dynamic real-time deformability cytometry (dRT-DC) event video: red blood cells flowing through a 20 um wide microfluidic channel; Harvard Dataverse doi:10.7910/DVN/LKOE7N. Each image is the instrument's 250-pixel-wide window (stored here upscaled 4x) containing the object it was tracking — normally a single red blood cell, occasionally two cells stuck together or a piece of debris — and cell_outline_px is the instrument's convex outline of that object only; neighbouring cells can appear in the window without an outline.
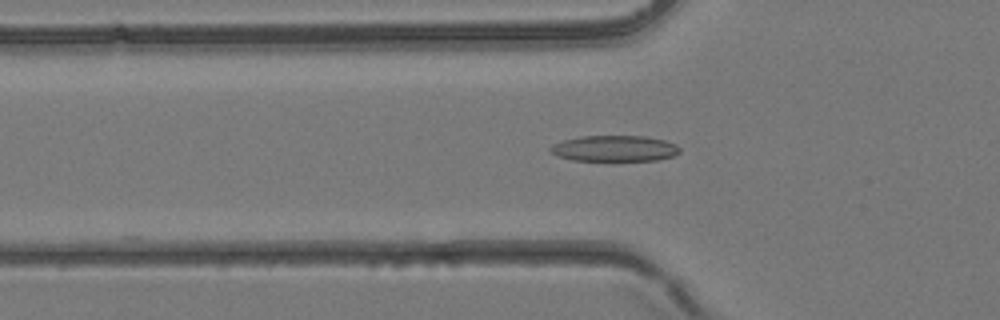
{"species": "common noctule bat (a hibernating species)", "species_latin": "Nyctalus noctula", "temperature_condition": "room temperature", "stored_images_in_passage": 24, "camera_frame_rate_fps": 3000, "um_per_image_px": 0.085, "animal": {"sex": "female", "body_mass_g": 24.6, "forearm_length_mm": 56.2}, "frame": {"image": 1, "passage_image": 6, "time_ms": 1.667, "image_size_px": [1000, 320], "cell_outline_px": [[680, 152], [676, 156], [656, 160], [612, 164], [572, 160], [556, 156], [548, 152], [548, 148], [552, 144], [564, 140], [580, 136], [644, 136], [664, 140], [676, 144], [680, 148]], "centroid_in_image_um": [52.21, 12.68], "position_along_channel_um": 73.6, "area_um2": 20.92}}
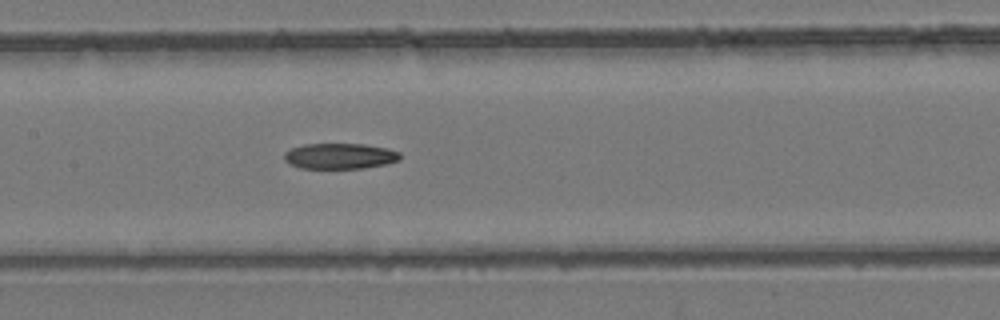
{"frame": {"image": 2, "passage_image": 12, "time_ms": 3.667, "image_size_px": [1000, 320], "cell_outline_px": [[400, 160], [388, 164], [364, 168], [300, 168], [284, 160], [284, 152], [292, 148], [304, 144], [364, 144], [388, 148], [400, 152]], "centroid_in_image_um": [28.92, 13.26], "position_along_channel_um": 178.5, "area_um2": 17.4}}
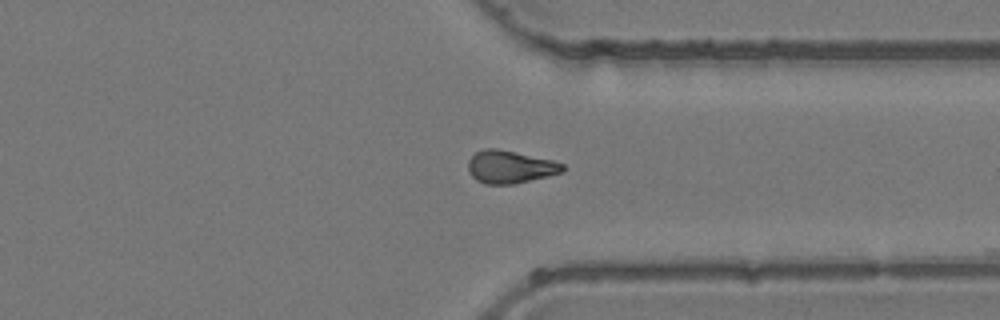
{"frame": {"image": 3, "passage_image": 23, "time_ms": 7.333, "image_size_px": [1000, 320], "cell_outline_px": [[564, 172], [548, 176], [512, 184], [484, 184], [476, 180], [468, 172], [468, 160], [476, 152], [484, 148], [496, 148], [552, 160], [564, 164]], "centroid_in_image_um": [43.33, 14.19], "position_along_channel_um": 368.1, "area_um2": 17.98}}